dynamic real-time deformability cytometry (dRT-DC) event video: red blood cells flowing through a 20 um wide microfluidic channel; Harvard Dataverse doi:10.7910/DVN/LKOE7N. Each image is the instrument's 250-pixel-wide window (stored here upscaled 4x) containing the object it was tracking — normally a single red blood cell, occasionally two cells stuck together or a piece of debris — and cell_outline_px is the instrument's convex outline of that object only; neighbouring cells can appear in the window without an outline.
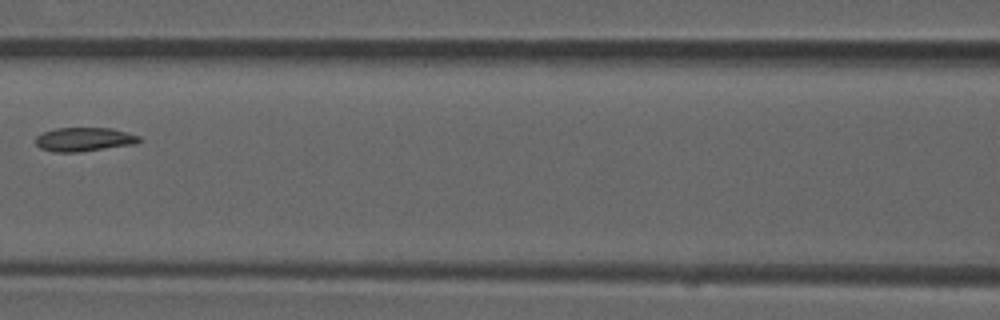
{"species": "common noctule bat (a hibernating species)", "species_latin": "Nyctalus noctula", "temperature_condition": "room temperature", "stored_images_in_passage": 4, "camera_frame_rate_fps": 3000, "um_per_image_px": 0.085, "animal": {"sex": "male", "forearm_length_mm": 52.5}, "frame": {"image": 1, "passage_image": 4, "time_ms": 1.0, "image_size_px": [1000, 320], "cell_outline_px": [[140, 140], [136, 144], [80, 152], [56, 152], [40, 148], [36, 144], [36, 136], [44, 132], [56, 128], [112, 128], [140, 136]], "centroid_in_image_um": [7.16, 11.85], "position_along_channel_um": 159.4, "area_um2": 14.39}}